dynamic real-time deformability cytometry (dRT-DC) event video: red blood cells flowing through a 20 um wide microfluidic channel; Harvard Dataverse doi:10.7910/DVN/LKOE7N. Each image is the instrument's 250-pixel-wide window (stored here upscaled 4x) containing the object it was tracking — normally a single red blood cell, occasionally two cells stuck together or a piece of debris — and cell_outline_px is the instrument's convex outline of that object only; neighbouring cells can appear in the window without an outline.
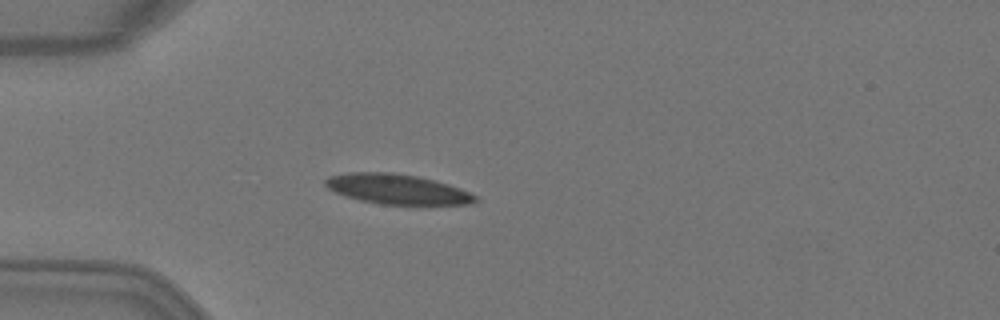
{"species": "Egyptian fruit bat (a non-hibernating species)", "species_latin": "Rousettus aegyptiacus", "temperature_condition": "warm", "stored_images_in_passage": 3, "camera_frame_rate_fps": 3000, "um_per_image_px": 0.085, "animal": {"sex": "female"}, "frame": {"image": 1, "passage_image": 3, "time_ms": 0.667, "image_size_px": [1000, 320], "cell_outline_px": [[480, 200], [472, 204], [380, 204], [360, 200], [344, 196], [328, 188], [324, 184], [324, 180], [328, 176], [348, 172], [392, 172], [416, 176], [448, 184], [460, 188], [476, 196]], "centroid_in_image_um": [33.73, 16.07], "position_along_channel_um": 51.3, "area_um2": 26.13}}